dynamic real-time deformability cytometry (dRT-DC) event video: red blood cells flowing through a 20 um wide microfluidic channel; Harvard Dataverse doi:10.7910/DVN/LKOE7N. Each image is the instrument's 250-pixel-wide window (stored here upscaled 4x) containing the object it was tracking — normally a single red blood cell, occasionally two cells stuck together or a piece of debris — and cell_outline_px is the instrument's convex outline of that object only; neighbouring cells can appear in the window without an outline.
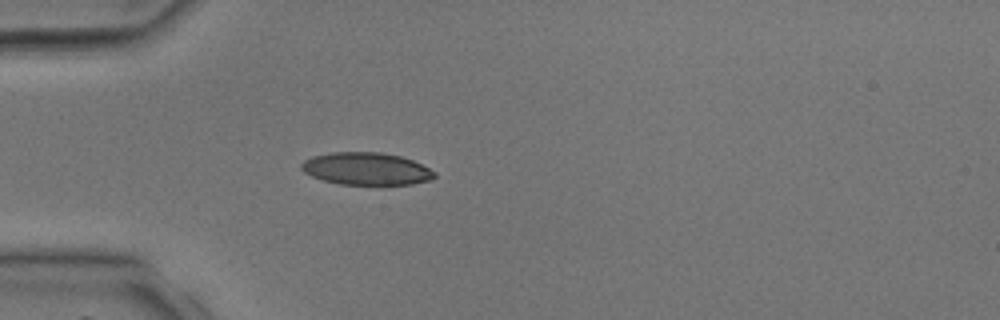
{"species": "common noctule bat (a hibernating species)", "species_latin": "Nyctalus noctula", "temperature_condition": "room temperature", "stored_images_in_passage": 28, "camera_frame_rate_fps": 3000, "um_per_image_px": 0.085, "animal": {"sex": "male", "body_mass_g": 17.9, "forearm_length_mm": 54.2}, "frame": {"image": 1, "passage_image": 1, "time_ms": 0.0, "image_size_px": [1000, 320], "cell_outline_px": [[436, 176], [432, 180], [412, 184], [340, 184], [324, 180], [312, 176], [304, 172], [300, 168], [300, 164], [304, 160], [312, 156], [332, 152], [380, 152], [400, 156], [412, 160], [436, 172]], "centroid_in_image_um": [31.13, 14.34], "position_along_channel_um": 53.9, "area_um2": 25.09}}
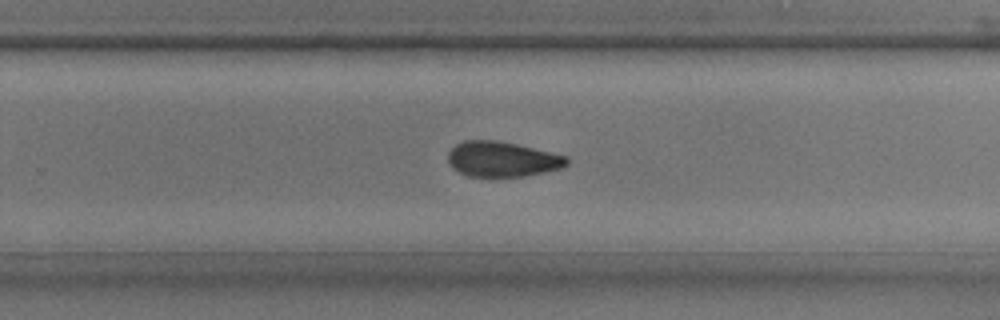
{"frame": {"image": 2, "passage_image": 15, "time_ms": 4.667, "image_size_px": [1000, 320], "cell_outline_px": [[568, 164], [560, 168], [544, 172], [524, 176], [468, 176], [452, 168], [448, 160], [448, 152], [456, 144], [464, 140], [496, 140], [516, 144], [568, 156]], "centroid_in_image_um": [42.67, 13.52], "position_along_channel_um": 287.1, "area_um2": 24.22}}
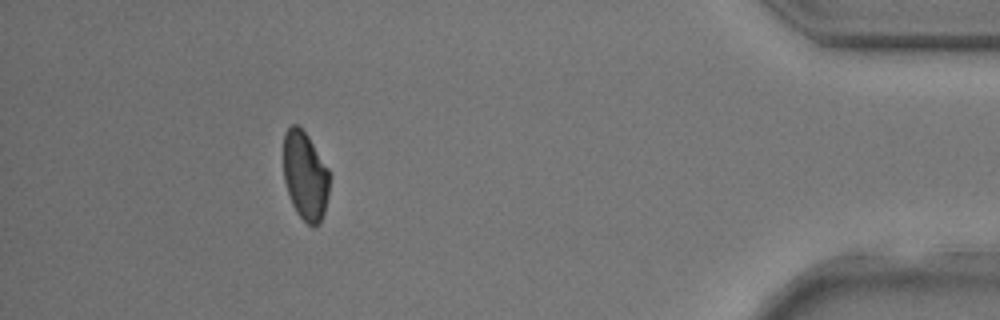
{"frame": {"image": 3, "passage_image": 25, "time_ms": 8.0, "image_size_px": [1000, 320], "cell_outline_px": [[328, 196], [324, 212], [320, 224], [316, 228], [312, 228], [296, 212], [292, 204], [284, 180], [284, 132], [292, 124], [296, 124], [308, 136], [328, 168]], "centroid_in_image_um": [25.94, 14.97], "position_along_channel_um": 409.3, "area_um2": 23.64}}